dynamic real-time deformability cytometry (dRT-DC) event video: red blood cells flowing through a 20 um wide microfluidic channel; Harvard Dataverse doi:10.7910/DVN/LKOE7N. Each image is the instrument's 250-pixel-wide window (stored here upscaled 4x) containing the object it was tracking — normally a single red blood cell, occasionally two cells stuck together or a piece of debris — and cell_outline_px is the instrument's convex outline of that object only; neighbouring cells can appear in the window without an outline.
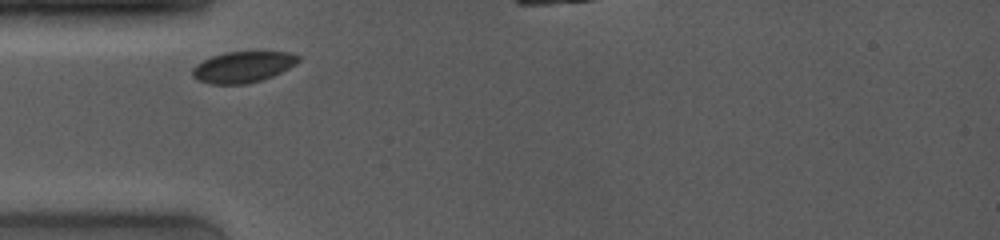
{"species": "common noctule bat (a hibernating species)", "species_latin": "Nyctalus noctula", "temperature_condition": "room temperature", "stored_images_in_passage": 3, "camera_frame_rate_fps": 4000, "um_per_image_px": 0.085, "animal": {"sex": "female", "body_mass_g": 19.0, "forearm_length_mm": 53.3}, "frame": {"image": 1, "passage_image": 1, "time_ms": 0.0, "image_size_px": [1000, 240], "cell_outline_px": [[300, 60], [296, 64], [272, 76], [248, 84], [212, 84], [200, 80], [192, 76], [192, 68], [196, 64], [212, 56], [228, 52], [288, 52], [300, 56]], "centroid_in_image_um": [20.65, 5.69], "position_along_channel_um": 64.4, "area_um2": 18.96}}
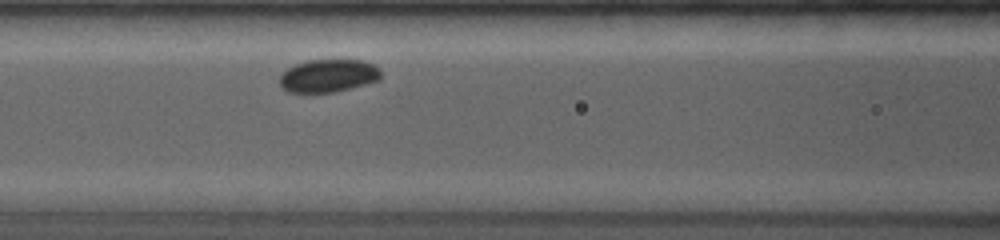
{"frame": {"image": 2, "passage_image": 3, "time_ms": 2.0, "image_size_px": [1000, 240], "cell_outline_px": [[380, 80], [332, 92], [288, 92], [280, 84], [280, 72], [296, 64], [308, 60], [364, 60], [380, 68]], "centroid_in_image_um": [27.89, 6.42], "position_along_channel_um": 138.7, "area_um2": 19.25}}